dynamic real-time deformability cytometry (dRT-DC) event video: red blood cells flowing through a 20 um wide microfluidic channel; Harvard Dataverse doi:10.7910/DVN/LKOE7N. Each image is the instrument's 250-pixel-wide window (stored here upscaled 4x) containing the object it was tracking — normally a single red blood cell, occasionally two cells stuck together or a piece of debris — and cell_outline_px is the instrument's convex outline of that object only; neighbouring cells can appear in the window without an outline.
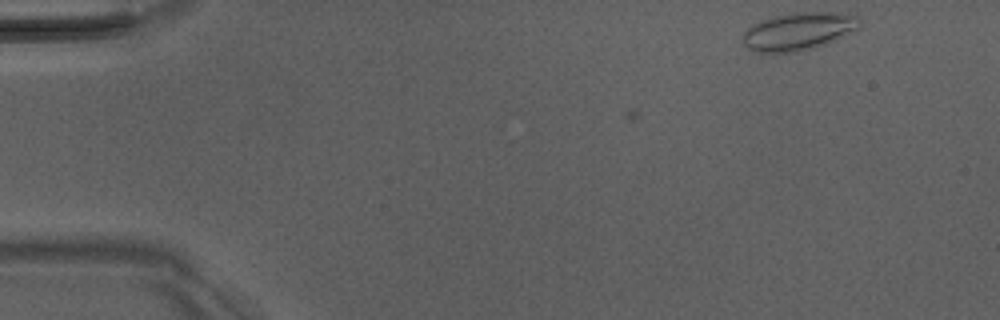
{"species": "Egyptian fruit bat (a non-hibernating species)", "species_latin": "Rousettus aegyptiacus", "temperature_condition": "room temperature", "stored_images_in_passage": 2, "camera_frame_rate_fps": 3000, "um_per_image_px": 0.085, "animal": {"sex": "male"}, "frame": {"image": 1, "passage_image": 2, "time_ms": 0.333, "image_size_px": [1000, 320], "cell_outline_px": [[860, 24], [856, 28], [836, 40], [812, 48], [792, 52], [756, 52], [748, 48], [744, 44], [744, 32], [748, 28], [760, 20], [772, 16], [792, 12], [832, 12], [860, 16]], "centroid_in_image_um": [67.86, 2.64], "position_along_channel_um": 17.1, "area_um2": 25.43}}